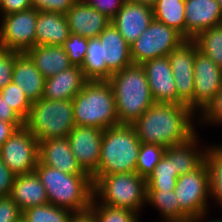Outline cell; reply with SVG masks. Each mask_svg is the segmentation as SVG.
I'll return each instance as SVG.
<instances>
[{
    "label": "cell",
    "mask_w": 222,
    "mask_h": 222,
    "mask_svg": "<svg viewBox=\"0 0 222 222\" xmlns=\"http://www.w3.org/2000/svg\"><path fill=\"white\" fill-rule=\"evenodd\" d=\"M196 115L186 104L155 102L131 125L141 143L169 147L184 143L196 134L193 124Z\"/></svg>",
    "instance_id": "cell-1"
},
{
    "label": "cell",
    "mask_w": 222,
    "mask_h": 222,
    "mask_svg": "<svg viewBox=\"0 0 222 222\" xmlns=\"http://www.w3.org/2000/svg\"><path fill=\"white\" fill-rule=\"evenodd\" d=\"M34 172L45 187L50 204L73 213L88 211L93 198V182L89 174H67L39 161Z\"/></svg>",
    "instance_id": "cell-2"
},
{
    "label": "cell",
    "mask_w": 222,
    "mask_h": 222,
    "mask_svg": "<svg viewBox=\"0 0 222 222\" xmlns=\"http://www.w3.org/2000/svg\"><path fill=\"white\" fill-rule=\"evenodd\" d=\"M111 84L120 124H132L155 103L144 68L132 64L112 74Z\"/></svg>",
    "instance_id": "cell-3"
},
{
    "label": "cell",
    "mask_w": 222,
    "mask_h": 222,
    "mask_svg": "<svg viewBox=\"0 0 222 222\" xmlns=\"http://www.w3.org/2000/svg\"><path fill=\"white\" fill-rule=\"evenodd\" d=\"M77 126L101 130L119 125L114 92L108 81H88L72 99Z\"/></svg>",
    "instance_id": "cell-4"
},
{
    "label": "cell",
    "mask_w": 222,
    "mask_h": 222,
    "mask_svg": "<svg viewBox=\"0 0 222 222\" xmlns=\"http://www.w3.org/2000/svg\"><path fill=\"white\" fill-rule=\"evenodd\" d=\"M141 142L131 124L106 128L101 142L99 166L92 175L134 173Z\"/></svg>",
    "instance_id": "cell-5"
},
{
    "label": "cell",
    "mask_w": 222,
    "mask_h": 222,
    "mask_svg": "<svg viewBox=\"0 0 222 222\" xmlns=\"http://www.w3.org/2000/svg\"><path fill=\"white\" fill-rule=\"evenodd\" d=\"M93 198L99 204H107L139 212L145 207L146 179L138 173H114L91 175Z\"/></svg>",
    "instance_id": "cell-6"
},
{
    "label": "cell",
    "mask_w": 222,
    "mask_h": 222,
    "mask_svg": "<svg viewBox=\"0 0 222 222\" xmlns=\"http://www.w3.org/2000/svg\"><path fill=\"white\" fill-rule=\"evenodd\" d=\"M24 127L38 141L67 137L75 127L72 100L41 98L33 102Z\"/></svg>",
    "instance_id": "cell-7"
},
{
    "label": "cell",
    "mask_w": 222,
    "mask_h": 222,
    "mask_svg": "<svg viewBox=\"0 0 222 222\" xmlns=\"http://www.w3.org/2000/svg\"><path fill=\"white\" fill-rule=\"evenodd\" d=\"M187 40L172 27L155 19L148 28L130 45L133 64L168 56L176 47Z\"/></svg>",
    "instance_id": "cell-8"
},
{
    "label": "cell",
    "mask_w": 222,
    "mask_h": 222,
    "mask_svg": "<svg viewBox=\"0 0 222 222\" xmlns=\"http://www.w3.org/2000/svg\"><path fill=\"white\" fill-rule=\"evenodd\" d=\"M180 209L195 219L208 211L209 181L208 171L203 162L197 169L180 175L174 190Z\"/></svg>",
    "instance_id": "cell-9"
},
{
    "label": "cell",
    "mask_w": 222,
    "mask_h": 222,
    "mask_svg": "<svg viewBox=\"0 0 222 222\" xmlns=\"http://www.w3.org/2000/svg\"><path fill=\"white\" fill-rule=\"evenodd\" d=\"M38 153V139L24 126L13 133L0 148L1 160L15 175L34 172Z\"/></svg>",
    "instance_id": "cell-10"
},
{
    "label": "cell",
    "mask_w": 222,
    "mask_h": 222,
    "mask_svg": "<svg viewBox=\"0 0 222 222\" xmlns=\"http://www.w3.org/2000/svg\"><path fill=\"white\" fill-rule=\"evenodd\" d=\"M38 11L30 8L0 17V47L24 53L35 47Z\"/></svg>",
    "instance_id": "cell-11"
},
{
    "label": "cell",
    "mask_w": 222,
    "mask_h": 222,
    "mask_svg": "<svg viewBox=\"0 0 222 222\" xmlns=\"http://www.w3.org/2000/svg\"><path fill=\"white\" fill-rule=\"evenodd\" d=\"M197 51L196 43L192 39H187L168 55L176 85L177 104H186L192 110L194 59Z\"/></svg>",
    "instance_id": "cell-12"
},
{
    "label": "cell",
    "mask_w": 222,
    "mask_h": 222,
    "mask_svg": "<svg viewBox=\"0 0 222 222\" xmlns=\"http://www.w3.org/2000/svg\"><path fill=\"white\" fill-rule=\"evenodd\" d=\"M222 86V68L199 50L194 59L193 111L200 113Z\"/></svg>",
    "instance_id": "cell-13"
},
{
    "label": "cell",
    "mask_w": 222,
    "mask_h": 222,
    "mask_svg": "<svg viewBox=\"0 0 222 222\" xmlns=\"http://www.w3.org/2000/svg\"><path fill=\"white\" fill-rule=\"evenodd\" d=\"M103 132L99 128L75 125L67 136L78 164L90 176L99 166Z\"/></svg>",
    "instance_id": "cell-14"
},
{
    "label": "cell",
    "mask_w": 222,
    "mask_h": 222,
    "mask_svg": "<svg viewBox=\"0 0 222 222\" xmlns=\"http://www.w3.org/2000/svg\"><path fill=\"white\" fill-rule=\"evenodd\" d=\"M148 85L156 103L177 104V91L168 56L145 61Z\"/></svg>",
    "instance_id": "cell-15"
},
{
    "label": "cell",
    "mask_w": 222,
    "mask_h": 222,
    "mask_svg": "<svg viewBox=\"0 0 222 222\" xmlns=\"http://www.w3.org/2000/svg\"><path fill=\"white\" fill-rule=\"evenodd\" d=\"M153 19L152 7L126 0L111 23L131 45L148 28Z\"/></svg>",
    "instance_id": "cell-16"
},
{
    "label": "cell",
    "mask_w": 222,
    "mask_h": 222,
    "mask_svg": "<svg viewBox=\"0 0 222 222\" xmlns=\"http://www.w3.org/2000/svg\"><path fill=\"white\" fill-rule=\"evenodd\" d=\"M65 16L70 32L86 38L98 37L111 23V19L83 0H77Z\"/></svg>",
    "instance_id": "cell-17"
},
{
    "label": "cell",
    "mask_w": 222,
    "mask_h": 222,
    "mask_svg": "<svg viewBox=\"0 0 222 222\" xmlns=\"http://www.w3.org/2000/svg\"><path fill=\"white\" fill-rule=\"evenodd\" d=\"M38 161L67 174H88L78 164L67 137L39 141Z\"/></svg>",
    "instance_id": "cell-18"
},
{
    "label": "cell",
    "mask_w": 222,
    "mask_h": 222,
    "mask_svg": "<svg viewBox=\"0 0 222 222\" xmlns=\"http://www.w3.org/2000/svg\"><path fill=\"white\" fill-rule=\"evenodd\" d=\"M186 39L222 24V11L217 0H185Z\"/></svg>",
    "instance_id": "cell-19"
},
{
    "label": "cell",
    "mask_w": 222,
    "mask_h": 222,
    "mask_svg": "<svg viewBox=\"0 0 222 222\" xmlns=\"http://www.w3.org/2000/svg\"><path fill=\"white\" fill-rule=\"evenodd\" d=\"M88 82L79 66L72 65L57 75L45 79L42 98L72 100Z\"/></svg>",
    "instance_id": "cell-20"
},
{
    "label": "cell",
    "mask_w": 222,
    "mask_h": 222,
    "mask_svg": "<svg viewBox=\"0 0 222 222\" xmlns=\"http://www.w3.org/2000/svg\"><path fill=\"white\" fill-rule=\"evenodd\" d=\"M12 82L25 92L26 97L32 103L43 96L45 78L25 52L15 51Z\"/></svg>",
    "instance_id": "cell-21"
},
{
    "label": "cell",
    "mask_w": 222,
    "mask_h": 222,
    "mask_svg": "<svg viewBox=\"0 0 222 222\" xmlns=\"http://www.w3.org/2000/svg\"><path fill=\"white\" fill-rule=\"evenodd\" d=\"M98 37L102 43L103 60L112 73L133 64L130 45L112 23Z\"/></svg>",
    "instance_id": "cell-22"
},
{
    "label": "cell",
    "mask_w": 222,
    "mask_h": 222,
    "mask_svg": "<svg viewBox=\"0 0 222 222\" xmlns=\"http://www.w3.org/2000/svg\"><path fill=\"white\" fill-rule=\"evenodd\" d=\"M9 197L22 211L49 203L45 187L35 172L16 175Z\"/></svg>",
    "instance_id": "cell-23"
},
{
    "label": "cell",
    "mask_w": 222,
    "mask_h": 222,
    "mask_svg": "<svg viewBox=\"0 0 222 222\" xmlns=\"http://www.w3.org/2000/svg\"><path fill=\"white\" fill-rule=\"evenodd\" d=\"M70 33L64 14L38 11L35 46H62Z\"/></svg>",
    "instance_id": "cell-24"
},
{
    "label": "cell",
    "mask_w": 222,
    "mask_h": 222,
    "mask_svg": "<svg viewBox=\"0 0 222 222\" xmlns=\"http://www.w3.org/2000/svg\"><path fill=\"white\" fill-rule=\"evenodd\" d=\"M25 53L45 79L72 66L62 46L37 45Z\"/></svg>",
    "instance_id": "cell-25"
},
{
    "label": "cell",
    "mask_w": 222,
    "mask_h": 222,
    "mask_svg": "<svg viewBox=\"0 0 222 222\" xmlns=\"http://www.w3.org/2000/svg\"><path fill=\"white\" fill-rule=\"evenodd\" d=\"M197 137L196 133L184 143L166 147L173 156L174 170L179 176L197 169L204 162L206 148L200 147V140Z\"/></svg>",
    "instance_id": "cell-26"
},
{
    "label": "cell",
    "mask_w": 222,
    "mask_h": 222,
    "mask_svg": "<svg viewBox=\"0 0 222 222\" xmlns=\"http://www.w3.org/2000/svg\"><path fill=\"white\" fill-rule=\"evenodd\" d=\"M81 70L88 81H108L112 72L103 60L102 43L99 37L88 38L87 50Z\"/></svg>",
    "instance_id": "cell-27"
},
{
    "label": "cell",
    "mask_w": 222,
    "mask_h": 222,
    "mask_svg": "<svg viewBox=\"0 0 222 222\" xmlns=\"http://www.w3.org/2000/svg\"><path fill=\"white\" fill-rule=\"evenodd\" d=\"M146 204L153 206L161 215L162 222L190 219L179 207L174 191L147 190Z\"/></svg>",
    "instance_id": "cell-28"
},
{
    "label": "cell",
    "mask_w": 222,
    "mask_h": 222,
    "mask_svg": "<svg viewBox=\"0 0 222 222\" xmlns=\"http://www.w3.org/2000/svg\"><path fill=\"white\" fill-rule=\"evenodd\" d=\"M153 18L177 30L186 38L185 0H156Z\"/></svg>",
    "instance_id": "cell-29"
},
{
    "label": "cell",
    "mask_w": 222,
    "mask_h": 222,
    "mask_svg": "<svg viewBox=\"0 0 222 222\" xmlns=\"http://www.w3.org/2000/svg\"><path fill=\"white\" fill-rule=\"evenodd\" d=\"M204 163L208 171L209 196L222 208V145H206Z\"/></svg>",
    "instance_id": "cell-30"
},
{
    "label": "cell",
    "mask_w": 222,
    "mask_h": 222,
    "mask_svg": "<svg viewBox=\"0 0 222 222\" xmlns=\"http://www.w3.org/2000/svg\"><path fill=\"white\" fill-rule=\"evenodd\" d=\"M178 177L173 166V156L165 150L164 156L146 179L147 190L174 191Z\"/></svg>",
    "instance_id": "cell-31"
},
{
    "label": "cell",
    "mask_w": 222,
    "mask_h": 222,
    "mask_svg": "<svg viewBox=\"0 0 222 222\" xmlns=\"http://www.w3.org/2000/svg\"><path fill=\"white\" fill-rule=\"evenodd\" d=\"M192 40L200 52L222 68V24L199 32Z\"/></svg>",
    "instance_id": "cell-32"
},
{
    "label": "cell",
    "mask_w": 222,
    "mask_h": 222,
    "mask_svg": "<svg viewBox=\"0 0 222 222\" xmlns=\"http://www.w3.org/2000/svg\"><path fill=\"white\" fill-rule=\"evenodd\" d=\"M73 214L69 209L47 203L24 210L22 218L26 222H69Z\"/></svg>",
    "instance_id": "cell-33"
},
{
    "label": "cell",
    "mask_w": 222,
    "mask_h": 222,
    "mask_svg": "<svg viewBox=\"0 0 222 222\" xmlns=\"http://www.w3.org/2000/svg\"><path fill=\"white\" fill-rule=\"evenodd\" d=\"M95 217L97 222H139L137 212L126 208H119L107 204H99L92 198L88 209Z\"/></svg>",
    "instance_id": "cell-34"
},
{
    "label": "cell",
    "mask_w": 222,
    "mask_h": 222,
    "mask_svg": "<svg viewBox=\"0 0 222 222\" xmlns=\"http://www.w3.org/2000/svg\"><path fill=\"white\" fill-rule=\"evenodd\" d=\"M166 147L141 143L136 164V173L147 179L164 156Z\"/></svg>",
    "instance_id": "cell-35"
},
{
    "label": "cell",
    "mask_w": 222,
    "mask_h": 222,
    "mask_svg": "<svg viewBox=\"0 0 222 222\" xmlns=\"http://www.w3.org/2000/svg\"><path fill=\"white\" fill-rule=\"evenodd\" d=\"M0 94L11 108L25 121L28 117L32 102L26 97L25 92L15 83L10 82Z\"/></svg>",
    "instance_id": "cell-36"
},
{
    "label": "cell",
    "mask_w": 222,
    "mask_h": 222,
    "mask_svg": "<svg viewBox=\"0 0 222 222\" xmlns=\"http://www.w3.org/2000/svg\"><path fill=\"white\" fill-rule=\"evenodd\" d=\"M87 44L88 38L74 33H70L69 38L64 41L62 47L72 65L81 67L85 58Z\"/></svg>",
    "instance_id": "cell-37"
},
{
    "label": "cell",
    "mask_w": 222,
    "mask_h": 222,
    "mask_svg": "<svg viewBox=\"0 0 222 222\" xmlns=\"http://www.w3.org/2000/svg\"><path fill=\"white\" fill-rule=\"evenodd\" d=\"M200 116L197 117L199 124L203 123L204 125H222V86L218 90L214 98L206 105V107L198 113Z\"/></svg>",
    "instance_id": "cell-38"
},
{
    "label": "cell",
    "mask_w": 222,
    "mask_h": 222,
    "mask_svg": "<svg viewBox=\"0 0 222 222\" xmlns=\"http://www.w3.org/2000/svg\"><path fill=\"white\" fill-rule=\"evenodd\" d=\"M15 51L0 47V90L12 82Z\"/></svg>",
    "instance_id": "cell-39"
},
{
    "label": "cell",
    "mask_w": 222,
    "mask_h": 222,
    "mask_svg": "<svg viewBox=\"0 0 222 222\" xmlns=\"http://www.w3.org/2000/svg\"><path fill=\"white\" fill-rule=\"evenodd\" d=\"M77 0H31L32 8L37 11L66 14Z\"/></svg>",
    "instance_id": "cell-40"
},
{
    "label": "cell",
    "mask_w": 222,
    "mask_h": 222,
    "mask_svg": "<svg viewBox=\"0 0 222 222\" xmlns=\"http://www.w3.org/2000/svg\"><path fill=\"white\" fill-rule=\"evenodd\" d=\"M23 211L10 197H0V222H18Z\"/></svg>",
    "instance_id": "cell-41"
},
{
    "label": "cell",
    "mask_w": 222,
    "mask_h": 222,
    "mask_svg": "<svg viewBox=\"0 0 222 222\" xmlns=\"http://www.w3.org/2000/svg\"><path fill=\"white\" fill-rule=\"evenodd\" d=\"M87 5L113 19L126 0H83Z\"/></svg>",
    "instance_id": "cell-42"
},
{
    "label": "cell",
    "mask_w": 222,
    "mask_h": 222,
    "mask_svg": "<svg viewBox=\"0 0 222 222\" xmlns=\"http://www.w3.org/2000/svg\"><path fill=\"white\" fill-rule=\"evenodd\" d=\"M15 176L0 158V197L10 196Z\"/></svg>",
    "instance_id": "cell-43"
},
{
    "label": "cell",
    "mask_w": 222,
    "mask_h": 222,
    "mask_svg": "<svg viewBox=\"0 0 222 222\" xmlns=\"http://www.w3.org/2000/svg\"><path fill=\"white\" fill-rule=\"evenodd\" d=\"M32 8L31 0H1L0 16L21 12Z\"/></svg>",
    "instance_id": "cell-44"
},
{
    "label": "cell",
    "mask_w": 222,
    "mask_h": 222,
    "mask_svg": "<svg viewBox=\"0 0 222 222\" xmlns=\"http://www.w3.org/2000/svg\"><path fill=\"white\" fill-rule=\"evenodd\" d=\"M0 120L8 123H24V120L9 106L0 94Z\"/></svg>",
    "instance_id": "cell-45"
},
{
    "label": "cell",
    "mask_w": 222,
    "mask_h": 222,
    "mask_svg": "<svg viewBox=\"0 0 222 222\" xmlns=\"http://www.w3.org/2000/svg\"><path fill=\"white\" fill-rule=\"evenodd\" d=\"M23 126L24 123H8L0 120V148L13 133Z\"/></svg>",
    "instance_id": "cell-46"
},
{
    "label": "cell",
    "mask_w": 222,
    "mask_h": 222,
    "mask_svg": "<svg viewBox=\"0 0 222 222\" xmlns=\"http://www.w3.org/2000/svg\"><path fill=\"white\" fill-rule=\"evenodd\" d=\"M69 222H97L94 215L88 210L81 213H74Z\"/></svg>",
    "instance_id": "cell-47"
},
{
    "label": "cell",
    "mask_w": 222,
    "mask_h": 222,
    "mask_svg": "<svg viewBox=\"0 0 222 222\" xmlns=\"http://www.w3.org/2000/svg\"><path fill=\"white\" fill-rule=\"evenodd\" d=\"M127 1L134 2V3H139V4H142V5H147V6H150V7H153V5L156 3V0H127Z\"/></svg>",
    "instance_id": "cell-48"
},
{
    "label": "cell",
    "mask_w": 222,
    "mask_h": 222,
    "mask_svg": "<svg viewBox=\"0 0 222 222\" xmlns=\"http://www.w3.org/2000/svg\"><path fill=\"white\" fill-rule=\"evenodd\" d=\"M207 214H208V212L203 213L200 217L195 218V221H196V222H203V220H204V222H206V221H205V218H206ZM207 222H222V220L219 219V218L216 219V220H210V219H209Z\"/></svg>",
    "instance_id": "cell-49"
},
{
    "label": "cell",
    "mask_w": 222,
    "mask_h": 222,
    "mask_svg": "<svg viewBox=\"0 0 222 222\" xmlns=\"http://www.w3.org/2000/svg\"><path fill=\"white\" fill-rule=\"evenodd\" d=\"M173 222H196V221H195V219H188V220H184V221H173Z\"/></svg>",
    "instance_id": "cell-50"
},
{
    "label": "cell",
    "mask_w": 222,
    "mask_h": 222,
    "mask_svg": "<svg viewBox=\"0 0 222 222\" xmlns=\"http://www.w3.org/2000/svg\"><path fill=\"white\" fill-rule=\"evenodd\" d=\"M217 1H218V3H219L220 9H221V11H222V0H217Z\"/></svg>",
    "instance_id": "cell-51"
},
{
    "label": "cell",
    "mask_w": 222,
    "mask_h": 222,
    "mask_svg": "<svg viewBox=\"0 0 222 222\" xmlns=\"http://www.w3.org/2000/svg\"><path fill=\"white\" fill-rule=\"evenodd\" d=\"M18 222H26L23 218L20 220V221H18Z\"/></svg>",
    "instance_id": "cell-52"
}]
</instances>
